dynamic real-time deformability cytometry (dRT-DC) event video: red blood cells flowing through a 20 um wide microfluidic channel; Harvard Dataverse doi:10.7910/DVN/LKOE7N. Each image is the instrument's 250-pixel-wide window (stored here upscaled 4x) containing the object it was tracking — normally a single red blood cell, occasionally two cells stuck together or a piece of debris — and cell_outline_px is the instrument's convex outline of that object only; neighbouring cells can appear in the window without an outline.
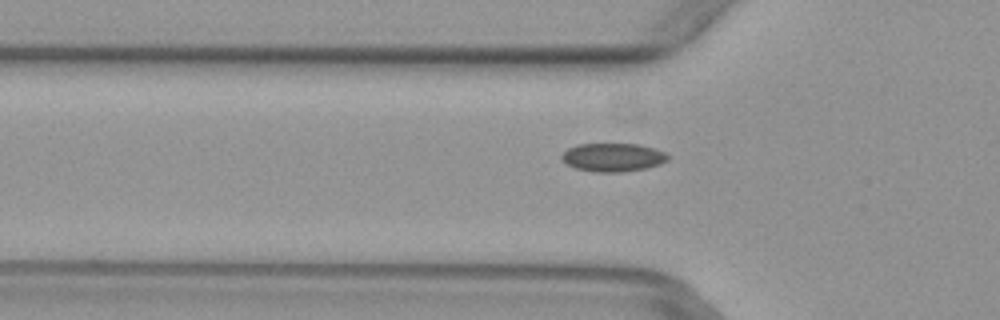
{"species": "common noctule bat (a hibernating species)", "species_latin": "Nyctalus noctula", "temperature_condition": "warm", "stored_images_in_passage": 4, "camera_frame_rate_fps": 3000, "um_per_image_px": 0.085, "animal": {"sex": "female", "body_mass_g": 29.2, "forearm_length_mm": 56.3}, "frame": {"image": 1, "passage_image": 3, "time_ms": 0.667, "image_size_px": [1000, 320], "cell_outline_px": [[668, 160], [660, 164], [644, 168], [624, 172], [592, 172], [576, 168], [568, 164], [560, 156], [568, 148], [576, 144], [640, 144], [664, 152], [668, 156]], "centroid_in_image_um": [52.09, 13.37], "position_along_channel_um": 73.7, "area_um2": 17.46}}
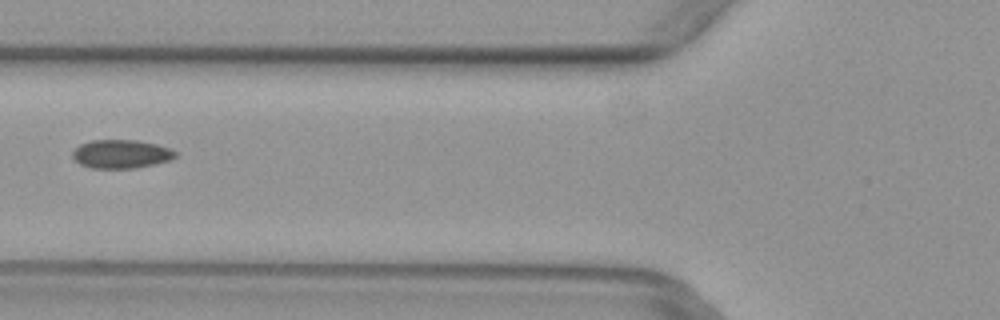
{"frame": {"image": 2, "passage_image": 4, "time_ms": 1.0, "image_size_px": [1000, 320], "cell_outline_px": [[176, 156], [172, 160], [136, 168], [92, 168], [80, 164], [72, 156], [72, 152], [80, 144], [92, 140], [136, 140], [156, 144], [172, 148], [176, 152]], "centroid_in_image_um": [10.33, 13.09], "position_along_channel_um": 115.5, "area_um2": 17.17}}